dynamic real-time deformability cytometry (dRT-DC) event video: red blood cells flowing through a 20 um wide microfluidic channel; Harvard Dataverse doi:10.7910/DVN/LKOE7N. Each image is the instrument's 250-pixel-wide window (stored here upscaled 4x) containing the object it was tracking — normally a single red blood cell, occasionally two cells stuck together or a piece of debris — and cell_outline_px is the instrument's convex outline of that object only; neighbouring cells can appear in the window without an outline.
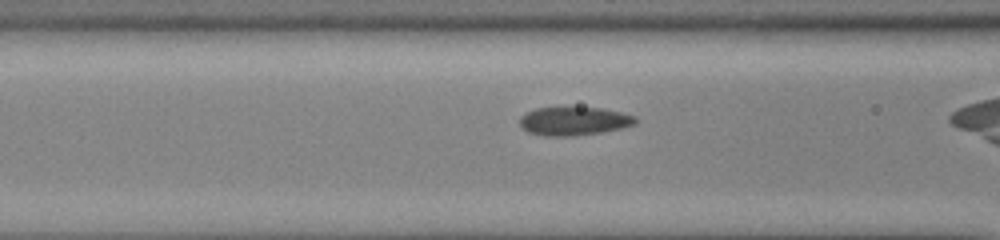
{"species": "common noctule bat (a hibernating species)", "species_latin": "Nyctalus noctula", "temperature_condition": "cold", "stored_images_in_passage": 35, "camera_frame_rate_fps": 3000, "um_per_image_px": 0.085, "animal": {"sex": "male", "body_mass_g": 13.0, "forearm_length_mm": 53.1}, "frame": {"image": 1, "passage_image": 14, "time_ms": 4.333, "image_size_px": [1000, 240], "cell_outline_px": [[636, 124], [620, 128], [600, 132], [572, 136], [544, 136], [528, 132], [520, 124], [520, 116], [524, 112], [536, 108], [600, 108], [620, 112], [636, 116]], "centroid_in_image_um": [48.76, 10.29], "position_along_channel_um": 117.8, "area_um2": 19.02}}
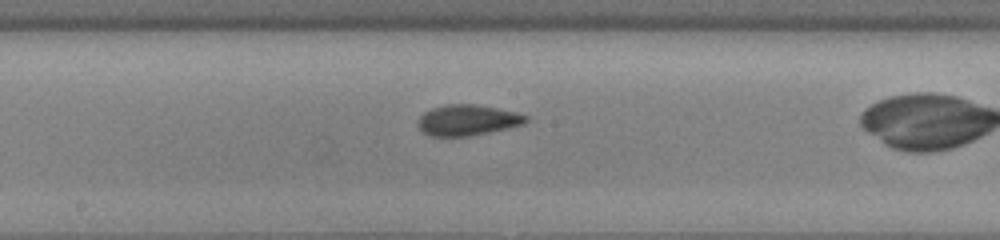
{"frame": {"image": 2, "passage_image": 21, "time_ms": 6.667, "image_size_px": [1000, 240], "cell_outline_px": [[528, 120], [524, 124], [508, 128], [472, 136], [428, 136], [420, 132], [420, 116], [424, 112], [432, 108], [444, 104], [472, 104], [496, 108], [516, 112], [528, 116]], "centroid_in_image_um": [39.74, 10.22], "position_along_channel_um": 208.5, "area_um2": 19.36}}
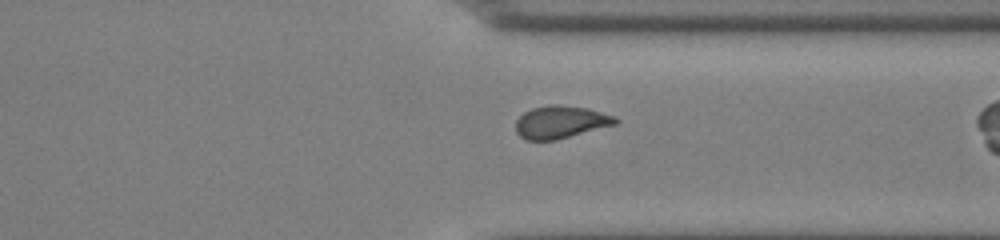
{"frame": {"image": 3, "passage_image": 33, "time_ms": 10.667, "image_size_px": [1000, 240], "cell_outline_px": [[620, 120], [616, 124], [556, 140], [524, 140], [516, 132], [516, 120], [524, 112], [532, 108], [548, 104], [556, 104], [588, 108], [616, 116]], "centroid_in_image_um": [47.65, 10.37], "position_along_channel_um": 363.7, "area_um2": 19.07}}